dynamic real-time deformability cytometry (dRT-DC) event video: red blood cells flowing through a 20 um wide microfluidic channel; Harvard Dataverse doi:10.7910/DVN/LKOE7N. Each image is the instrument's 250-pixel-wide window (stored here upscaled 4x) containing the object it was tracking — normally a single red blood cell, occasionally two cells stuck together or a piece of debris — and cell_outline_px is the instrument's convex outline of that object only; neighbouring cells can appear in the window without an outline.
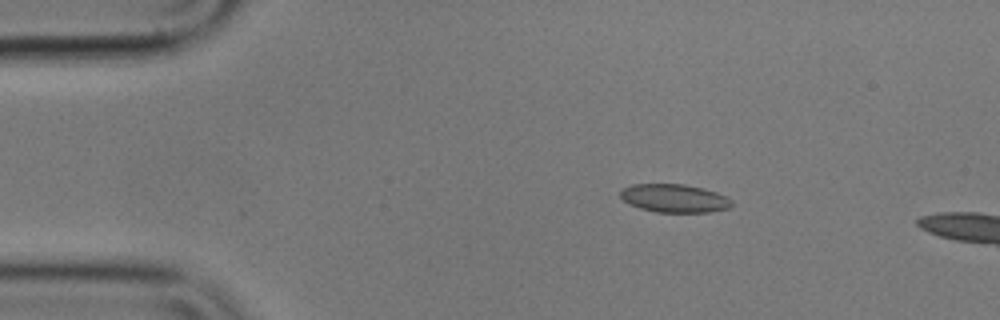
{"species": "common noctule bat (a hibernating species)", "species_latin": "Nyctalus noctula", "temperature_condition": "cold", "stored_images_in_passage": 11, "camera_frame_rate_fps": 3000, "um_per_image_px": 0.085, "animal": {"sex": "male", "body_mass_g": 17.9}, "frame": {"image": 1, "passage_image": 8, "time_ms": 2.333, "image_size_px": [1000, 320], "cell_outline_px": [[732, 204], [728, 208], [708, 212], [656, 212], [640, 208], [624, 200], [620, 196], [620, 192], [624, 188], [632, 184], [684, 184], [704, 188], [716, 192], [732, 200]], "centroid_in_image_um": [57.33, 16.85], "position_along_channel_um": 27.7, "area_um2": 18.15}}